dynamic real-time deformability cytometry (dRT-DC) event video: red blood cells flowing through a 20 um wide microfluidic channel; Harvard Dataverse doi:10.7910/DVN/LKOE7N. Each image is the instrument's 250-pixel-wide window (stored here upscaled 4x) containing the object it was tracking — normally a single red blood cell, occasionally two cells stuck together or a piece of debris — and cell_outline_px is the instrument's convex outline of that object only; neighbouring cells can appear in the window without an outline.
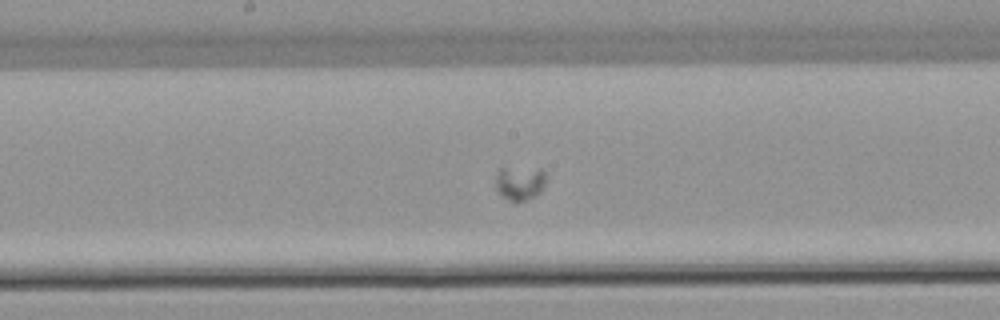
{"species": "common noctule bat (a hibernating species)", "species_latin": "Nyctalus noctula", "temperature_condition": "warm", "stored_images_in_passage": 56, "camera_frame_rate_fps": 3000, "um_per_image_px": 0.085, "animal": {"sex": "female", "body_mass_g": 22.7, "forearm_length_mm": 54.2}, "frame": {"image": 1, "passage_image": 30, "time_ms": 9.667, "image_size_px": [1000, 320], "cell_outline_px": [[544, 184], [540, 192], [516, 204], [500, 196], [496, 188], [496, 172], [500, 168], [540, 168], [544, 172]], "centroid_in_image_um": [44.13, 15.57], "position_along_channel_um": 204.1, "area_um2": 10.06}}